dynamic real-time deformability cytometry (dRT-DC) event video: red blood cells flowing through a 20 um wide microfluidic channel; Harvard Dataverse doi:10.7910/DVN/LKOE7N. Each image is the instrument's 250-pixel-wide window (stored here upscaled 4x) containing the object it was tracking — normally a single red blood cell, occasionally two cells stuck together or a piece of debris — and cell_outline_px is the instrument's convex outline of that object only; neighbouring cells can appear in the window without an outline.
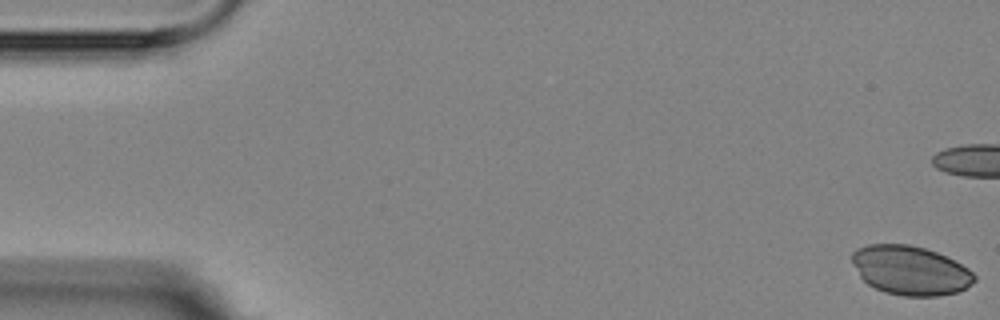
{"species": "Egyptian fruit bat (a non-hibernating species)", "species_latin": "Rousettus aegyptiacus", "temperature_condition": "room temperature", "stored_images_in_passage": 13, "camera_frame_rate_fps": 3000, "um_per_image_px": 0.085, "animal": {"sex": "female"}, "frame": {"image": 1, "passage_image": 1, "time_ms": 0.0, "image_size_px": [1000, 320], "cell_outline_px": [[976, 280], [972, 284], [956, 292], [936, 296], [904, 296], [884, 292], [868, 284], [860, 276], [852, 260], [852, 252], [856, 248], [868, 244], [908, 244], [924, 248], [936, 252], [968, 268], [976, 276]], "centroid_in_image_um": [77.37, 22.98], "position_along_channel_um": 7.6, "area_um2": 34.8}}
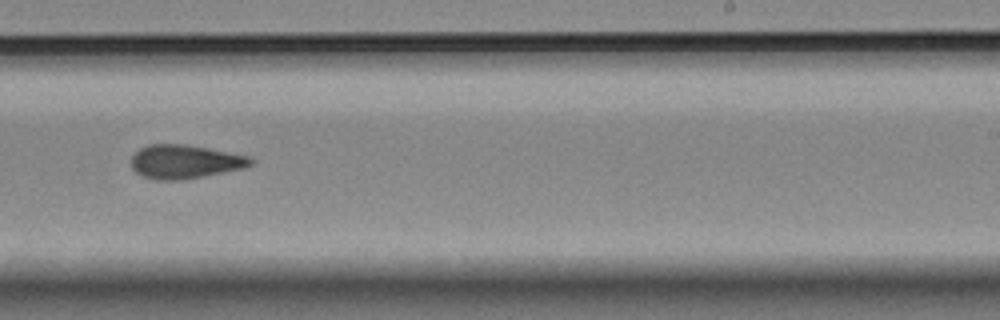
{"frame": {"image": 2, "passage_image": 11, "time_ms": 12.333, "image_size_px": [1000, 320], "cell_outline_px": [[256, 160], [252, 164], [244, 168], [204, 176], [180, 180], [156, 180], [144, 176], [136, 172], [132, 168], [132, 156], [140, 148], [148, 144], [188, 144], [252, 156]], "centroid_in_image_um": [15.77, 13.73], "position_along_channel_um": 273.2, "area_um2": 23.7}}
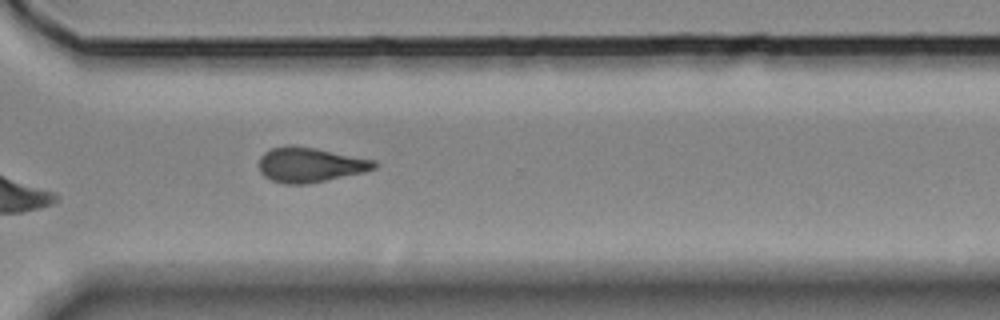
{"frame": {"image": 3, "passage_image": 13, "time_ms": 14.333, "image_size_px": [1000, 320], "cell_outline_px": [[376, 168], [364, 172], [308, 184], [284, 184], [272, 180], [264, 176], [260, 172], [260, 156], [264, 152], [272, 148], [288, 144], [292, 144], [316, 148], [376, 160]], "centroid_in_image_um": [26.34, 14.0], "position_along_channel_um": 344.3, "area_um2": 23.52}}